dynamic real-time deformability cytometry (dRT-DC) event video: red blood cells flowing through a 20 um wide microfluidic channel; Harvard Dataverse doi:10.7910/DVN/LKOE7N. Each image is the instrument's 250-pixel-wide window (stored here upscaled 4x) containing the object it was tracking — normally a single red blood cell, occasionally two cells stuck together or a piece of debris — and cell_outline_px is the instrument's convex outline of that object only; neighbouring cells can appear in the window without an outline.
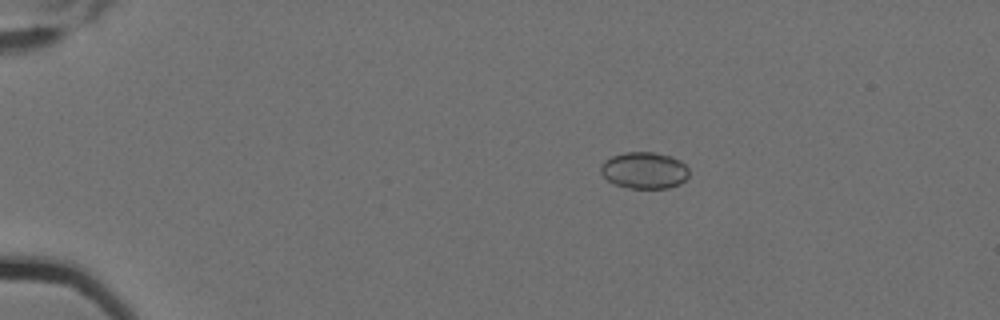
{"species": "Egyptian fruit bat (a non-hibernating species)", "species_latin": "Rousettus aegyptiacus", "temperature_condition": "cold", "stored_images_in_passage": 7, "camera_frame_rate_fps": 3000, "um_per_image_px": 0.085, "animal": {"sex": "female"}, "frame": {"image": 1, "passage_image": 1, "time_ms": 0.0, "image_size_px": [1000, 320], "cell_outline_px": [[688, 176], [680, 184], [668, 188], [628, 188], [616, 184], [608, 180], [600, 172], [600, 168], [604, 160], [612, 156], [624, 152], [656, 152], [672, 156], [680, 160], [688, 168]], "centroid_in_image_um": [54.77, 14.47], "position_along_channel_um": 30.2, "area_um2": 18.9}}
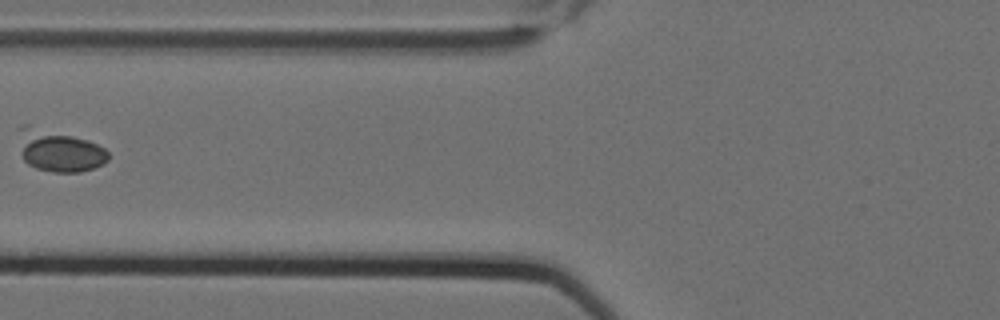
{"frame": {"image": 2, "passage_image": 5, "time_ms": 1.333, "image_size_px": [1000, 320], "cell_outline_px": [[108, 160], [104, 164], [80, 172], [52, 172], [36, 168], [28, 164], [24, 160], [20, 128], [20, 124], [28, 124], [88, 140], [104, 148], [108, 152]], "centroid_in_image_um": [5.07, 12.82], "position_along_channel_um": 120.7, "area_um2": 21.33}}
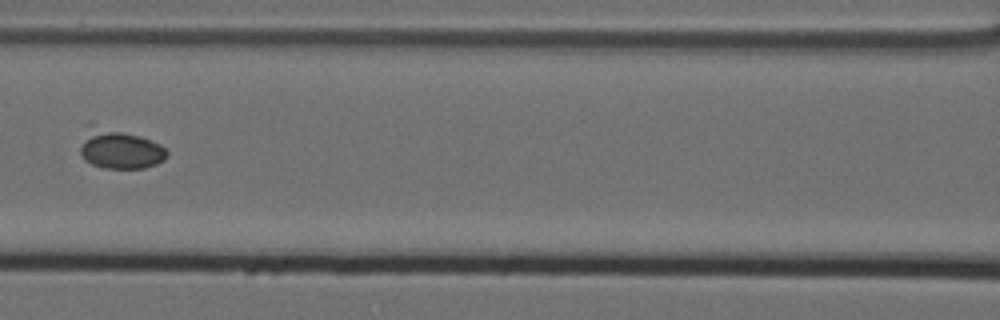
{"frame": {"image": 3, "passage_image": 6, "time_ms": 1.667, "image_size_px": [1000, 320], "cell_outline_px": [[168, 156], [164, 160], [156, 164], [144, 168], [104, 168], [92, 164], [84, 160], [80, 152], [80, 148], [92, 132], [120, 132], [140, 136], [160, 144], [168, 152]], "centroid_in_image_um": [10.34, 12.82], "position_along_channel_um": 156.3, "area_um2": 18.15}}